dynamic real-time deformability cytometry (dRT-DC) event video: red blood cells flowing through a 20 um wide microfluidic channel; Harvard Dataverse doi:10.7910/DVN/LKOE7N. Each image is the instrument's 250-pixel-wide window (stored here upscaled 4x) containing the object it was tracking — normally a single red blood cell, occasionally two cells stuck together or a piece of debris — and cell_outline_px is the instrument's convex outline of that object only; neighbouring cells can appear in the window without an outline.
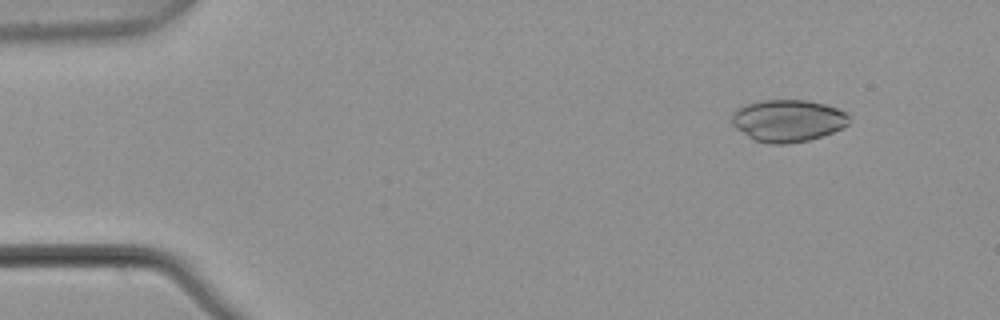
{"species": "common noctule bat (a hibernating species)", "species_latin": "Nyctalus noctula", "temperature_condition": "warm", "stored_images_in_passage": 4, "camera_frame_rate_fps": 3000, "um_per_image_px": 0.085, "animal": {"sex": "male", "body_mass_g": 21.5, "forearm_length_mm": 52.0}, "frame": {"image": 1, "passage_image": 1, "time_ms": 0.0, "image_size_px": [1000, 320], "cell_outline_px": [[848, 124], [832, 132], [808, 140], [788, 144], [768, 144], [756, 140], [748, 136], [736, 128], [732, 124], [732, 112], [744, 104], [760, 100], [808, 100], [824, 104], [848, 112]], "centroid_in_image_um": [66.94, 10.24], "position_along_channel_um": 18.1, "area_um2": 28.73}}
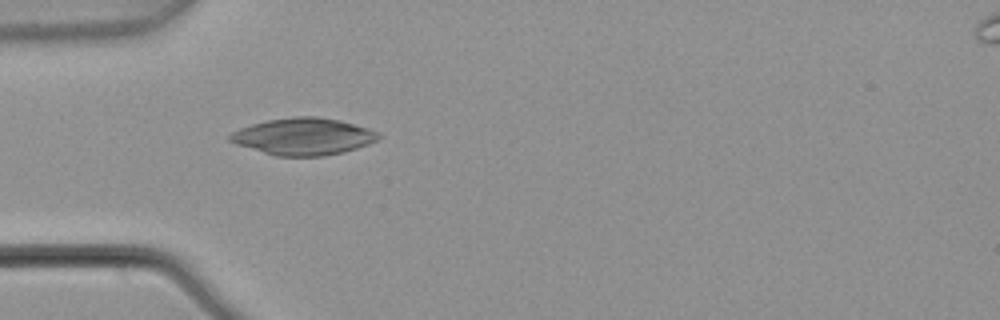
{"frame": {"image": 2, "passage_image": 4, "time_ms": 1.0, "image_size_px": [1000, 320], "cell_outline_px": [[380, 136], [376, 140], [368, 144], [344, 152], [324, 156], [276, 156], [236, 144], [228, 140], [228, 136], [232, 132], [240, 128], [252, 124], [268, 120], [296, 116], [316, 116], [340, 120], [368, 128], [380, 132]], "centroid_in_image_um": [25.79, 11.6], "position_along_channel_um": 59.2, "area_um2": 31.91}}